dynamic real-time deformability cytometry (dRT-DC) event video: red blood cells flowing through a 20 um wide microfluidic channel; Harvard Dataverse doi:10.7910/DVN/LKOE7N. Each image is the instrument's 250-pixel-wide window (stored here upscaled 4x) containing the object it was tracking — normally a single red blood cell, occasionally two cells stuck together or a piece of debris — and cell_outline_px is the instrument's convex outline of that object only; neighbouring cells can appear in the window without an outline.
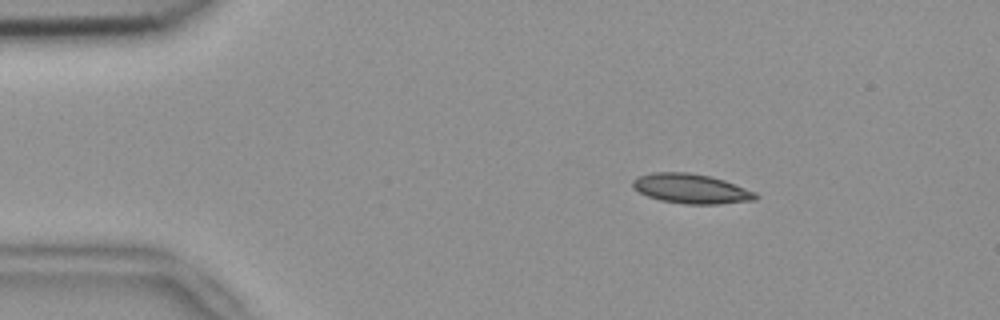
{"species": "common noctule bat (a hibernating species)", "species_latin": "Nyctalus noctula", "temperature_condition": "room temperature", "stored_images_in_passage": 13, "camera_frame_rate_fps": 3000, "um_per_image_px": 0.085, "animal": {"sex": "female", "body_mass_g": 18.4}, "frame": {"image": 1, "passage_image": 6, "time_ms": 1.667, "image_size_px": [1000, 320], "cell_outline_px": [[760, 196], [756, 200], [720, 204], [684, 204], [660, 200], [648, 196], [640, 192], [632, 184], [632, 180], [640, 176], [652, 172], [688, 172], [712, 176], [724, 180], [756, 192]], "centroid_in_image_um": [58.79, 16.04], "position_along_channel_um": 26.2, "area_um2": 21.27}}